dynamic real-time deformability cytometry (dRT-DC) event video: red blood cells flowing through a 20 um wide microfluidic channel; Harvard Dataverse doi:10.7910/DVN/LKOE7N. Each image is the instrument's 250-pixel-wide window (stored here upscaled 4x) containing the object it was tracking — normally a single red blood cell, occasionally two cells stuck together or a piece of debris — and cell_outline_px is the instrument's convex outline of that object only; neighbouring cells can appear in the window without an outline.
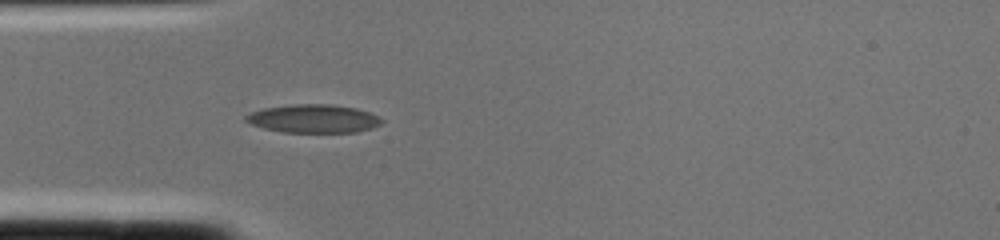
{"species": "common noctule bat (a hibernating species)", "species_latin": "Nyctalus noctula", "temperature_condition": "cold", "stored_images_in_passage": 2, "camera_frame_rate_fps": 3000, "um_per_image_px": 0.085, "animal": {"sex": "female", "body_mass_g": 22.0, "forearm_length_mm": 56.7}, "frame": {"image": 1, "passage_image": 2, "time_ms": 0.333, "image_size_px": [1000, 240], "cell_outline_px": [[384, 120], [380, 124], [372, 128], [356, 132], [280, 132], [264, 128], [252, 124], [244, 120], [244, 116], [252, 112], [264, 108], [292, 104], [332, 104], [356, 108], [368, 112]], "centroid_in_image_um": [26.63, 10.08], "position_along_channel_um": 58.4, "area_um2": 22.37}}